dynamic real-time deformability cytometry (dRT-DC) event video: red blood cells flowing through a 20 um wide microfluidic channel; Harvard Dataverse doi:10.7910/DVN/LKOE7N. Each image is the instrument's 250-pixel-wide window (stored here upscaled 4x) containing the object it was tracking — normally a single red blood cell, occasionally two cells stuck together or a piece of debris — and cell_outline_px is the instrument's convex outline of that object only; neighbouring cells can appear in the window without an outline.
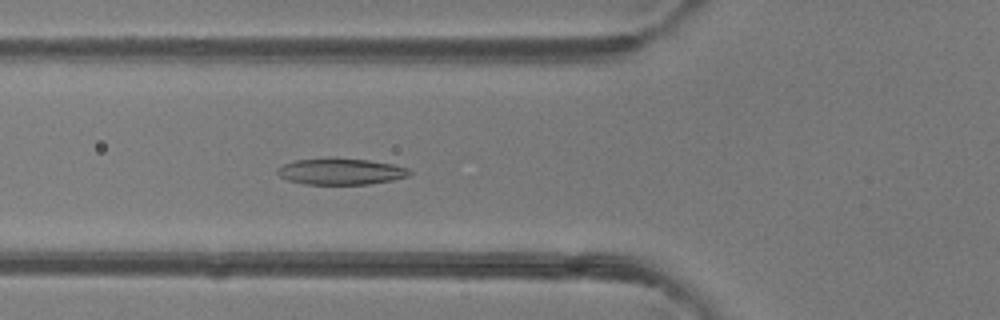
{"species": "common noctule bat (a hibernating species)", "species_latin": "Nyctalus noctula", "temperature_condition": "room temperature", "stored_images_in_passage": 42, "camera_frame_rate_fps": 3000, "um_per_image_px": 0.085, "animal": {"sex": "female"}, "frame": {"image": 1, "passage_image": 11, "time_ms": 3.333, "image_size_px": [1000, 320], "cell_outline_px": [[412, 172], [408, 176], [392, 180], [368, 184], [304, 184], [288, 180], [280, 176], [276, 172], [276, 168], [284, 164], [296, 160], [328, 156], [332, 156], [368, 160], [392, 164], [408, 168]], "centroid_in_image_um": [28.93, 14.55], "position_along_channel_um": 96.9, "area_um2": 20.63}}
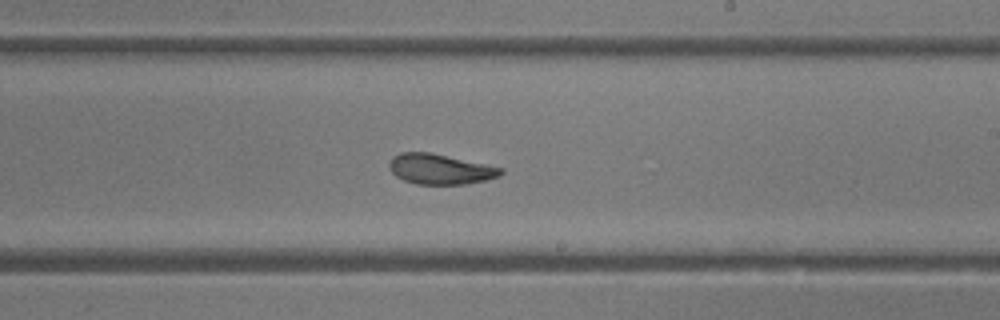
{"frame": {"image": 2, "passage_image": 22, "time_ms": 7.0, "image_size_px": [1000, 320], "cell_outline_px": [[504, 172], [500, 176], [484, 180], [464, 184], [416, 184], [404, 180], [396, 176], [388, 168], [388, 164], [392, 156], [400, 152], [432, 152], [504, 168]], "centroid_in_image_um": [37.4, 14.36], "position_along_channel_um": 251.6, "area_um2": 19.83}}
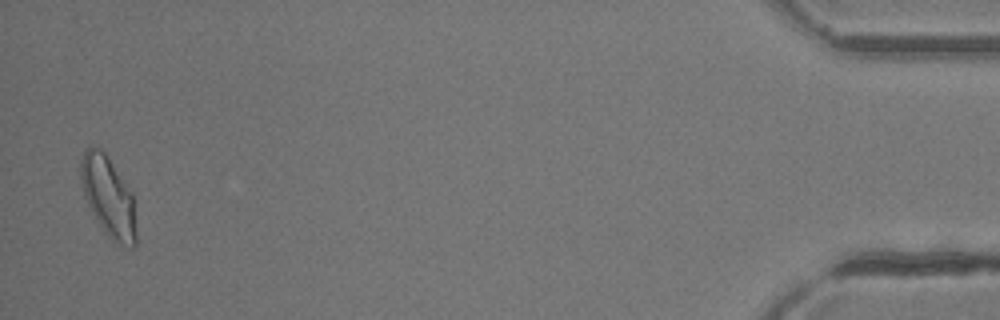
{"frame": {"image": 3, "passage_image": 41, "time_ms": 13.333, "image_size_px": [1000, 320], "cell_outline_px": [[136, 248], [128, 248], [112, 240], [108, 236], [96, 220], [88, 204], [80, 180], [80, 160], [84, 148], [100, 148], [104, 152], [132, 192], [136, 228]], "centroid_in_image_um": [9.21, 16.75], "position_along_channel_um": 426.0, "area_um2": 25.78}, "authors_computed_cell_mechanics": {"area_um2": 20.8947, "velocity_mm_per_s": 4.2096, "shape_relaxation_time_tau1_ms": 4.879, "shape_relaxation_time_tau2_ms": 2.185, "deformation_change_tau1": 0.1789, "deformation_change_tau2": 0.0991}}